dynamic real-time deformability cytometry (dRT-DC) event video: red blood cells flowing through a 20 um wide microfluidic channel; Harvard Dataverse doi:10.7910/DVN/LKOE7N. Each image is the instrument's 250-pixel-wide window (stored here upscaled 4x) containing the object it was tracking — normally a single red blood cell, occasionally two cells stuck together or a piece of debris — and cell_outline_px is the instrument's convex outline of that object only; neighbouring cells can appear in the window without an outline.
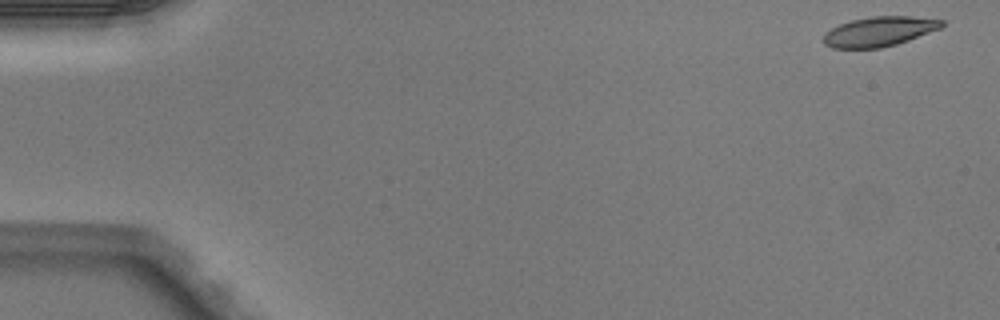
{"species": "Egyptian fruit bat (a non-hibernating species)", "species_latin": "Rousettus aegyptiacus", "temperature_condition": "warm", "stored_images_in_passage": 49, "camera_frame_rate_fps": 3000, "um_per_image_px": 0.085, "animal": {"sex": "male"}, "frame": {"image": 1, "passage_image": 1, "time_ms": 0.0, "image_size_px": [1000, 320], "cell_outline_px": [[944, 24], [940, 28], [908, 40], [896, 44], [880, 48], [832, 48], [824, 44], [824, 32], [840, 24], [852, 20], [872, 16], [908, 16], [944, 20]], "centroid_in_image_um": [74.71, 2.68], "position_along_channel_um": 10.3, "area_um2": 20.29}}
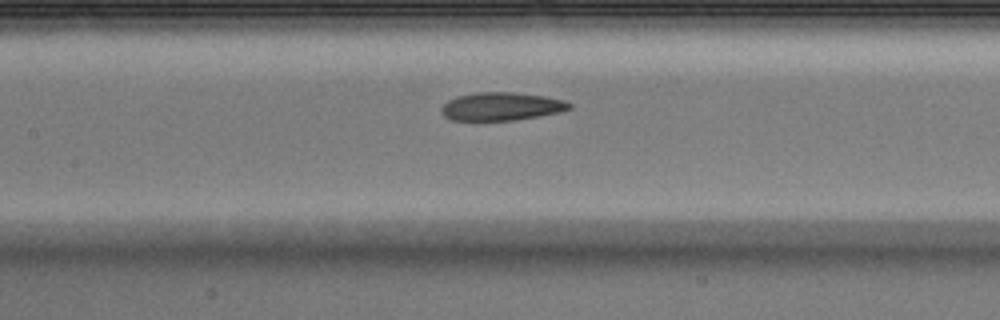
{"frame": {"image": 2, "passage_image": 23, "time_ms": 7.333, "image_size_px": [1000, 320], "cell_outline_px": [[572, 108], [560, 112], [516, 120], [452, 120], [444, 116], [440, 108], [448, 100], [456, 96], [476, 92], [512, 92], [544, 96], [564, 100], [572, 104]], "centroid_in_image_um": [42.62, 9.04], "position_along_channel_um": 164.8, "area_um2": 20.98}}
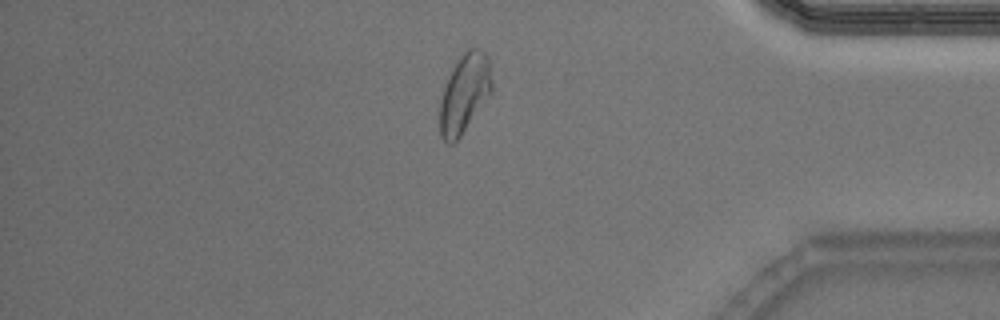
{"frame": {"image": 3, "passage_image": 42, "time_ms": 13.667, "image_size_px": [1000, 320], "cell_outline_px": [[492, 92], [460, 136], [452, 144], [448, 144], [440, 136], [440, 104], [444, 88], [448, 76], [452, 68], [460, 56], [468, 48], [480, 48], [488, 56], [492, 84]], "centroid_in_image_um": [39.48, 7.92], "position_along_channel_um": 395.7, "area_um2": 23.7}, "authors_computed_cell_mechanics": {"area_um2": 21.7328, "velocity_mm_per_s": 4.0628, "shape_relaxation_time_tau1_ms": 3.6607, "shape_relaxation_time_tau2_ms": 2.0396, "deformation_change_tau1": 0.1643, "deformation_change_tau2": 0.1005}}